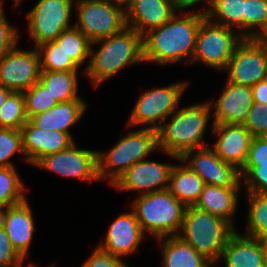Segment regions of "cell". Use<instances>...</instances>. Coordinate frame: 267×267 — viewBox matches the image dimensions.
I'll return each instance as SVG.
<instances>
[{
    "mask_svg": "<svg viewBox=\"0 0 267 267\" xmlns=\"http://www.w3.org/2000/svg\"><path fill=\"white\" fill-rule=\"evenodd\" d=\"M177 14L142 36L143 62L165 66L187 59L185 63L192 64L196 36L206 15L204 11Z\"/></svg>",
    "mask_w": 267,
    "mask_h": 267,
    "instance_id": "cell-1",
    "label": "cell"
},
{
    "mask_svg": "<svg viewBox=\"0 0 267 267\" xmlns=\"http://www.w3.org/2000/svg\"><path fill=\"white\" fill-rule=\"evenodd\" d=\"M177 110L170 115V121L163 122L157 129V150L179 160L187 151L210 146L204 143L203 137L212 109L206 101Z\"/></svg>",
    "mask_w": 267,
    "mask_h": 267,
    "instance_id": "cell-2",
    "label": "cell"
},
{
    "mask_svg": "<svg viewBox=\"0 0 267 267\" xmlns=\"http://www.w3.org/2000/svg\"><path fill=\"white\" fill-rule=\"evenodd\" d=\"M95 44H100L97 51L93 49ZM89 59L83 73L98 87L127 66L143 62L142 36L127 26L117 34L92 42Z\"/></svg>",
    "mask_w": 267,
    "mask_h": 267,
    "instance_id": "cell-3",
    "label": "cell"
},
{
    "mask_svg": "<svg viewBox=\"0 0 267 267\" xmlns=\"http://www.w3.org/2000/svg\"><path fill=\"white\" fill-rule=\"evenodd\" d=\"M236 229L222 217L187 206L178 236L213 264H218L228 238Z\"/></svg>",
    "mask_w": 267,
    "mask_h": 267,
    "instance_id": "cell-4",
    "label": "cell"
},
{
    "mask_svg": "<svg viewBox=\"0 0 267 267\" xmlns=\"http://www.w3.org/2000/svg\"><path fill=\"white\" fill-rule=\"evenodd\" d=\"M131 205L144 234L156 239L179 234L186 206L168 189L140 194Z\"/></svg>",
    "mask_w": 267,
    "mask_h": 267,
    "instance_id": "cell-5",
    "label": "cell"
},
{
    "mask_svg": "<svg viewBox=\"0 0 267 267\" xmlns=\"http://www.w3.org/2000/svg\"><path fill=\"white\" fill-rule=\"evenodd\" d=\"M156 149L157 130L142 127L129 131L108 152L97 151L99 180L108 179L113 185L129 167Z\"/></svg>",
    "mask_w": 267,
    "mask_h": 267,
    "instance_id": "cell-6",
    "label": "cell"
},
{
    "mask_svg": "<svg viewBox=\"0 0 267 267\" xmlns=\"http://www.w3.org/2000/svg\"><path fill=\"white\" fill-rule=\"evenodd\" d=\"M187 84V81H180L160 88L147 89L136 101L127 126L135 128L136 125H142L144 128L157 130L179 108L180 98Z\"/></svg>",
    "mask_w": 267,
    "mask_h": 267,
    "instance_id": "cell-7",
    "label": "cell"
},
{
    "mask_svg": "<svg viewBox=\"0 0 267 267\" xmlns=\"http://www.w3.org/2000/svg\"><path fill=\"white\" fill-rule=\"evenodd\" d=\"M235 29L210 21L207 17L199 27L192 63H203L212 69L225 70L236 46L244 39Z\"/></svg>",
    "mask_w": 267,
    "mask_h": 267,
    "instance_id": "cell-8",
    "label": "cell"
},
{
    "mask_svg": "<svg viewBox=\"0 0 267 267\" xmlns=\"http://www.w3.org/2000/svg\"><path fill=\"white\" fill-rule=\"evenodd\" d=\"M74 6L78 19L75 26L91 42L108 38L127 27L125 10L108 0H83Z\"/></svg>",
    "mask_w": 267,
    "mask_h": 267,
    "instance_id": "cell-9",
    "label": "cell"
},
{
    "mask_svg": "<svg viewBox=\"0 0 267 267\" xmlns=\"http://www.w3.org/2000/svg\"><path fill=\"white\" fill-rule=\"evenodd\" d=\"M73 0H39L26 14L28 31L36 48L55 39L70 25Z\"/></svg>",
    "mask_w": 267,
    "mask_h": 267,
    "instance_id": "cell-10",
    "label": "cell"
},
{
    "mask_svg": "<svg viewBox=\"0 0 267 267\" xmlns=\"http://www.w3.org/2000/svg\"><path fill=\"white\" fill-rule=\"evenodd\" d=\"M75 142L63 151L42 157L34 166L61 176L84 181H100L97 151L80 149Z\"/></svg>",
    "mask_w": 267,
    "mask_h": 267,
    "instance_id": "cell-11",
    "label": "cell"
},
{
    "mask_svg": "<svg viewBox=\"0 0 267 267\" xmlns=\"http://www.w3.org/2000/svg\"><path fill=\"white\" fill-rule=\"evenodd\" d=\"M267 70V51L254 39L244 38L235 48L224 71L232 84L252 87L263 80Z\"/></svg>",
    "mask_w": 267,
    "mask_h": 267,
    "instance_id": "cell-12",
    "label": "cell"
},
{
    "mask_svg": "<svg viewBox=\"0 0 267 267\" xmlns=\"http://www.w3.org/2000/svg\"><path fill=\"white\" fill-rule=\"evenodd\" d=\"M178 161L196 172L206 185L241 187L240 170L221 160L210 146L185 152Z\"/></svg>",
    "mask_w": 267,
    "mask_h": 267,
    "instance_id": "cell-13",
    "label": "cell"
},
{
    "mask_svg": "<svg viewBox=\"0 0 267 267\" xmlns=\"http://www.w3.org/2000/svg\"><path fill=\"white\" fill-rule=\"evenodd\" d=\"M41 73L38 49L17 46L0 61V85L12 92H24L39 81Z\"/></svg>",
    "mask_w": 267,
    "mask_h": 267,
    "instance_id": "cell-14",
    "label": "cell"
},
{
    "mask_svg": "<svg viewBox=\"0 0 267 267\" xmlns=\"http://www.w3.org/2000/svg\"><path fill=\"white\" fill-rule=\"evenodd\" d=\"M174 164L151 161L136 162L112 185L119 191L141 192V195L168 189Z\"/></svg>",
    "mask_w": 267,
    "mask_h": 267,
    "instance_id": "cell-15",
    "label": "cell"
},
{
    "mask_svg": "<svg viewBox=\"0 0 267 267\" xmlns=\"http://www.w3.org/2000/svg\"><path fill=\"white\" fill-rule=\"evenodd\" d=\"M211 132L218 136L212 149L226 163L242 170L253 135L243 124H212Z\"/></svg>",
    "mask_w": 267,
    "mask_h": 267,
    "instance_id": "cell-16",
    "label": "cell"
},
{
    "mask_svg": "<svg viewBox=\"0 0 267 267\" xmlns=\"http://www.w3.org/2000/svg\"><path fill=\"white\" fill-rule=\"evenodd\" d=\"M181 11L178 0H133L126 9V24L141 36L168 22Z\"/></svg>",
    "mask_w": 267,
    "mask_h": 267,
    "instance_id": "cell-17",
    "label": "cell"
},
{
    "mask_svg": "<svg viewBox=\"0 0 267 267\" xmlns=\"http://www.w3.org/2000/svg\"><path fill=\"white\" fill-rule=\"evenodd\" d=\"M253 103L251 87L226 81L218 100L209 101L214 109L212 124H243Z\"/></svg>",
    "mask_w": 267,
    "mask_h": 267,
    "instance_id": "cell-18",
    "label": "cell"
},
{
    "mask_svg": "<svg viewBox=\"0 0 267 267\" xmlns=\"http://www.w3.org/2000/svg\"><path fill=\"white\" fill-rule=\"evenodd\" d=\"M24 159L35 165L42 157L63 151L75 141L68 133L57 130H42L29 120L22 126Z\"/></svg>",
    "mask_w": 267,
    "mask_h": 267,
    "instance_id": "cell-19",
    "label": "cell"
},
{
    "mask_svg": "<svg viewBox=\"0 0 267 267\" xmlns=\"http://www.w3.org/2000/svg\"><path fill=\"white\" fill-rule=\"evenodd\" d=\"M144 237L145 234L132 210L119 215L113 221L104 240L97 246L113 256L122 258L135 252Z\"/></svg>",
    "mask_w": 267,
    "mask_h": 267,
    "instance_id": "cell-20",
    "label": "cell"
},
{
    "mask_svg": "<svg viewBox=\"0 0 267 267\" xmlns=\"http://www.w3.org/2000/svg\"><path fill=\"white\" fill-rule=\"evenodd\" d=\"M27 199L17 205L0 210V224L8 235L13 248L25 260L29 254L35 222Z\"/></svg>",
    "mask_w": 267,
    "mask_h": 267,
    "instance_id": "cell-21",
    "label": "cell"
},
{
    "mask_svg": "<svg viewBox=\"0 0 267 267\" xmlns=\"http://www.w3.org/2000/svg\"><path fill=\"white\" fill-rule=\"evenodd\" d=\"M225 267H266L262 244L258 238L241 236L235 230L228 238L220 260Z\"/></svg>",
    "mask_w": 267,
    "mask_h": 267,
    "instance_id": "cell-22",
    "label": "cell"
},
{
    "mask_svg": "<svg viewBox=\"0 0 267 267\" xmlns=\"http://www.w3.org/2000/svg\"><path fill=\"white\" fill-rule=\"evenodd\" d=\"M87 104L85 100H70L58 103L53 108L31 116L28 120L42 130H57L68 133L69 128L80 121L85 113Z\"/></svg>",
    "mask_w": 267,
    "mask_h": 267,
    "instance_id": "cell-23",
    "label": "cell"
},
{
    "mask_svg": "<svg viewBox=\"0 0 267 267\" xmlns=\"http://www.w3.org/2000/svg\"><path fill=\"white\" fill-rule=\"evenodd\" d=\"M240 187H220L205 185L196 204V208L222 217L234 228L233 215L238 208V191Z\"/></svg>",
    "mask_w": 267,
    "mask_h": 267,
    "instance_id": "cell-24",
    "label": "cell"
},
{
    "mask_svg": "<svg viewBox=\"0 0 267 267\" xmlns=\"http://www.w3.org/2000/svg\"><path fill=\"white\" fill-rule=\"evenodd\" d=\"M162 244L163 267H215L178 235L157 239Z\"/></svg>",
    "mask_w": 267,
    "mask_h": 267,
    "instance_id": "cell-25",
    "label": "cell"
},
{
    "mask_svg": "<svg viewBox=\"0 0 267 267\" xmlns=\"http://www.w3.org/2000/svg\"><path fill=\"white\" fill-rule=\"evenodd\" d=\"M183 165L173 166L168 190L186 207L194 206L206 184L196 172L185 163Z\"/></svg>",
    "mask_w": 267,
    "mask_h": 267,
    "instance_id": "cell-26",
    "label": "cell"
},
{
    "mask_svg": "<svg viewBox=\"0 0 267 267\" xmlns=\"http://www.w3.org/2000/svg\"><path fill=\"white\" fill-rule=\"evenodd\" d=\"M39 81L58 103L83 100L78 95V73L41 71Z\"/></svg>",
    "mask_w": 267,
    "mask_h": 267,
    "instance_id": "cell-27",
    "label": "cell"
},
{
    "mask_svg": "<svg viewBox=\"0 0 267 267\" xmlns=\"http://www.w3.org/2000/svg\"><path fill=\"white\" fill-rule=\"evenodd\" d=\"M245 0H215L205 12L206 17L213 23L225 27L236 28L244 38ZM243 29V30H242Z\"/></svg>",
    "mask_w": 267,
    "mask_h": 267,
    "instance_id": "cell-28",
    "label": "cell"
},
{
    "mask_svg": "<svg viewBox=\"0 0 267 267\" xmlns=\"http://www.w3.org/2000/svg\"><path fill=\"white\" fill-rule=\"evenodd\" d=\"M55 42L79 68L90 58L92 42L75 25L64 30Z\"/></svg>",
    "mask_w": 267,
    "mask_h": 267,
    "instance_id": "cell-29",
    "label": "cell"
},
{
    "mask_svg": "<svg viewBox=\"0 0 267 267\" xmlns=\"http://www.w3.org/2000/svg\"><path fill=\"white\" fill-rule=\"evenodd\" d=\"M15 167H0V210L24 202L25 187Z\"/></svg>",
    "mask_w": 267,
    "mask_h": 267,
    "instance_id": "cell-30",
    "label": "cell"
},
{
    "mask_svg": "<svg viewBox=\"0 0 267 267\" xmlns=\"http://www.w3.org/2000/svg\"><path fill=\"white\" fill-rule=\"evenodd\" d=\"M249 209L247 232L244 235L260 238L267 234V192H247Z\"/></svg>",
    "mask_w": 267,
    "mask_h": 267,
    "instance_id": "cell-31",
    "label": "cell"
},
{
    "mask_svg": "<svg viewBox=\"0 0 267 267\" xmlns=\"http://www.w3.org/2000/svg\"><path fill=\"white\" fill-rule=\"evenodd\" d=\"M37 49L41 71L77 72L79 69L55 41L46 42Z\"/></svg>",
    "mask_w": 267,
    "mask_h": 267,
    "instance_id": "cell-32",
    "label": "cell"
},
{
    "mask_svg": "<svg viewBox=\"0 0 267 267\" xmlns=\"http://www.w3.org/2000/svg\"><path fill=\"white\" fill-rule=\"evenodd\" d=\"M28 121L22 92H12L0 108V128L21 130Z\"/></svg>",
    "mask_w": 267,
    "mask_h": 267,
    "instance_id": "cell-33",
    "label": "cell"
},
{
    "mask_svg": "<svg viewBox=\"0 0 267 267\" xmlns=\"http://www.w3.org/2000/svg\"><path fill=\"white\" fill-rule=\"evenodd\" d=\"M266 27L267 0H245L244 38H255Z\"/></svg>",
    "mask_w": 267,
    "mask_h": 267,
    "instance_id": "cell-34",
    "label": "cell"
},
{
    "mask_svg": "<svg viewBox=\"0 0 267 267\" xmlns=\"http://www.w3.org/2000/svg\"><path fill=\"white\" fill-rule=\"evenodd\" d=\"M23 95L25 99V112L28 119L58 104V102L53 99L48 89L40 81L25 90Z\"/></svg>",
    "mask_w": 267,
    "mask_h": 267,
    "instance_id": "cell-35",
    "label": "cell"
},
{
    "mask_svg": "<svg viewBox=\"0 0 267 267\" xmlns=\"http://www.w3.org/2000/svg\"><path fill=\"white\" fill-rule=\"evenodd\" d=\"M16 152L24 154L21 130L0 128V167H15L9 159Z\"/></svg>",
    "mask_w": 267,
    "mask_h": 267,
    "instance_id": "cell-36",
    "label": "cell"
},
{
    "mask_svg": "<svg viewBox=\"0 0 267 267\" xmlns=\"http://www.w3.org/2000/svg\"><path fill=\"white\" fill-rule=\"evenodd\" d=\"M240 174L247 192H267V164L244 165Z\"/></svg>",
    "mask_w": 267,
    "mask_h": 267,
    "instance_id": "cell-37",
    "label": "cell"
},
{
    "mask_svg": "<svg viewBox=\"0 0 267 267\" xmlns=\"http://www.w3.org/2000/svg\"><path fill=\"white\" fill-rule=\"evenodd\" d=\"M243 125L253 137L267 136V105L254 102Z\"/></svg>",
    "mask_w": 267,
    "mask_h": 267,
    "instance_id": "cell-38",
    "label": "cell"
},
{
    "mask_svg": "<svg viewBox=\"0 0 267 267\" xmlns=\"http://www.w3.org/2000/svg\"><path fill=\"white\" fill-rule=\"evenodd\" d=\"M20 33L7 21L4 11H0V61L18 45Z\"/></svg>",
    "mask_w": 267,
    "mask_h": 267,
    "instance_id": "cell-39",
    "label": "cell"
},
{
    "mask_svg": "<svg viewBox=\"0 0 267 267\" xmlns=\"http://www.w3.org/2000/svg\"><path fill=\"white\" fill-rule=\"evenodd\" d=\"M24 259L13 248L3 226L0 224V267H23Z\"/></svg>",
    "mask_w": 267,
    "mask_h": 267,
    "instance_id": "cell-40",
    "label": "cell"
},
{
    "mask_svg": "<svg viewBox=\"0 0 267 267\" xmlns=\"http://www.w3.org/2000/svg\"><path fill=\"white\" fill-rule=\"evenodd\" d=\"M80 267H129V265L123 258L113 256L97 246Z\"/></svg>",
    "mask_w": 267,
    "mask_h": 267,
    "instance_id": "cell-41",
    "label": "cell"
},
{
    "mask_svg": "<svg viewBox=\"0 0 267 267\" xmlns=\"http://www.w3.org/2000/svg\"><path fill=\"white\" fill-rule=\"evenodd\" d=\"M267 164V136L253 137L244 165Z\"/></svg>",
    "mask_w": 267,
    "mask_h": 267,
    "instance_id": "cell-42",
    "label": "cell"
},
{
    "mask_svg": "<svg viewBox=\"0 0 267 267\" xmlns=\"http://www.w3.org/2000/svg\"><path fill=\"white\" fill-rule=\"evenodd\" d=\"M255 103L267 105V84L261 80L251 87Z\"/></svg>",
    "mask_w": 267,
    "mask_h": 267,
    "instance_id": "cell-43",
    "label": "cell"
},
{
    "mask_svg": "<svg viewBox=\"0 0 267 267\" xmlns=\"http://www.w3.org/2000/svg\"><path fill=\"white\" fill-rule=\"evenodd\" d=\"M204 2L207 4L208 8H205V10H202L206 12L215 2V0H180V8L181 10H185L187 8H191L192 6L196 5L197 3Z\"/></svg>",
    "mask_w": 267,
    "mask_h": 267,
    "instance_id": "cell-44",
    "label": "cell"
},
{
    "mask_svg": "<svg viewBox=\"0 0 267 267\" xmlns=\"http://www.w3.org/2000/svg\"><path fill=\"white\" fill-rule=\"evenodd\" d=\"M267 51V27L254 38Z\"/></svg>",
    "mask_w": 267,
    "mask_h": 267,
    "instance_id": "cell-45",
    "label": "cell"
},
{
    "mask_svg": "<svg viewBox=\"0 0 267 267\" xmlns=\"http://www.w3.org/2000/svg\"><path fill=\"white\" fill-rule=\"evenodd\" d=\"M12 93V91L4 86L0 85V108L5 103L8 96Z\"/></svg>",
    "mask_w": 267,
    "mask_h": 267,
    "instance_id": "cell-46",
    "label": "cell"
},
{
    "mask_svg": "<svg viewBox=\"0 0 267 267\" xmlns=\"http://www.w3.org/2000/svg\"><path fill=\"white\" fill-rule=\"evenodd\" d=\"M114 5L121 6L125 11L131 5L133 0H108Z\"/></svg>",
    "mask_w": 267,
    "mask_h": 267,
    "instance_id": "cell-47",
    "label": "cell"
},
{
    "mask_svg": "<svg viewBox=\"0 0 267 267\" xmlns=\"http://www.w3.org/2000/svg\"><path fill=\"white\" fill-rule=\"evenodd\" d=\"M259 240H260V242L262 244V247H263L264 257H265V264H266V267H267V234L264 235L263 237H260Z\"/></svg>",
    "mask_w": 267,
    "mask_h": 267,
    "instance_id": "cell-48",
    "label": "cell"
},
{
    "mask_svg": "<svg viewBox=\"0 0 267 267\" xmlns=\"http://www.w3.org/2000/svg\"><path fill=\"white\" fill-rule=\"evenodd\" d=\"M22 1H23V0H14V2H15L14 6H15V7H18L19 4H20Z\"/></svg>",
    "mask_w": 267,
    "mask_h": 267,
    "instance_id": "cell-49",
    "label": "cell"
},
{
    "mask_svg": "<svg viewBox=\"0 0 267 267\" xmlns=\"http://www.w3.org/2000/svg\"><path fill=\"white\" fill-rule=\"evenodd\" d=\"M263 81L267 84V70H266V72L264 74Z\"/></svg>",
    "mask_w": 267,
    "mask_h": 267,
    "instance_id": "cell-50",
    "label": "cell"
},
{
    "mask_svg": "<svg viewBox=\"0 0 267 267\" xmlns=\"http://www.w3.org/2000/svg\"><path fill=\"white\" fill-rule=\"evenodd\" d=\"M3 1L2 0H0V11H2V10H4V8H3Z\"/></svg>",
    "mask_w": 267,
    "mask_h": 267,
    "instance_id": "cell-51",
    "label": "cell"
},
{
    "mask_svg": "<svg viewBox=\"0 0 267 267\" xmlns=\"http://www.w3.org/2000/svg\"><path fill=\"white\" fill-rule=\"evenodd\" d=\"M28 267H36V266L33 265V263L32 264L30 263Z\"/></svg>",
    "mask_w": 267,
    "mask_h": 267,
    "instance_id": "cell-52",
    "label": "cell"
}]
</instances>
